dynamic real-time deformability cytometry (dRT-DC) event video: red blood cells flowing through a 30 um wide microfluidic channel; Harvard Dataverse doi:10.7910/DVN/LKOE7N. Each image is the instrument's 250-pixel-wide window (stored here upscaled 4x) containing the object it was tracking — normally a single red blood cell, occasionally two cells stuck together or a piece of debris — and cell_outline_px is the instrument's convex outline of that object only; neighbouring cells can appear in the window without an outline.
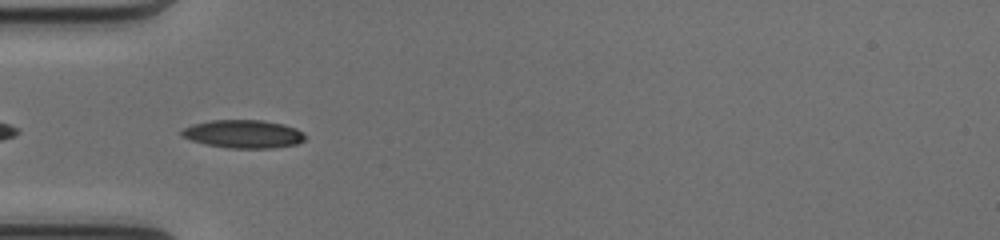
{"species": "common noctule bat (a hibernating species)", "species_latin": "Nyctalus noctula", "temperature_condition": "cold", "stored_images_in_passage": 34, "camera_frame_rate_fps": 3000, "um_per_image_px": 0.085, "animal": {"sex": "female", "body_mass_g": 17.0, "forearm_length_mm": 48.0}, "frame": {"image": 1, "passage_image": 2, "time_ms": 0.333, "image_size_px": [1000, 240], "cell_outline_px": [[308, 136], [304, 140], [296, 144], [272, 148], [228, 148], [204, 144], [180, 136], [180, 132], [184, 128], [192, 124], [212, 120], [264, 120], [284, 124], [296, 128], [304, 132]], "centroid_in_image_um": [20.71, 11.38], "position_along_channel_um": 64.3, "area_um2": 20.46}}
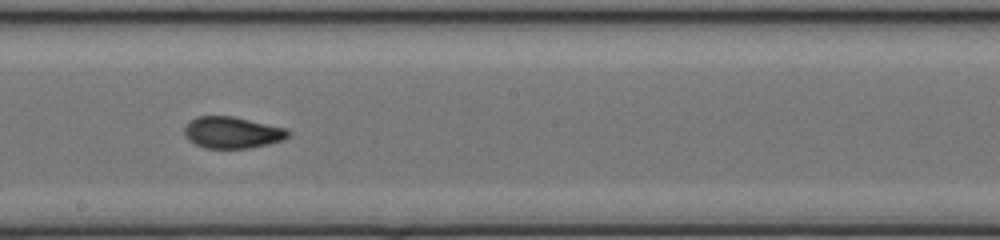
{"frame": {"image": 2, "passage_image": 14, "time_ms": 4.333, "image_size_px": [1000, 240], "cell_outline_px": [[288, 136], [284, 140], [268, 144], [248, 148], [204, 148], [188, 140], [184, 132], [184, 128], [188, 120], [196, 116], [232, 116], [288, 128]], "centroid_in_image_um": [19.72, 11.25], "position_along_channel_um": 228.5, "area_um2": 19.19}}
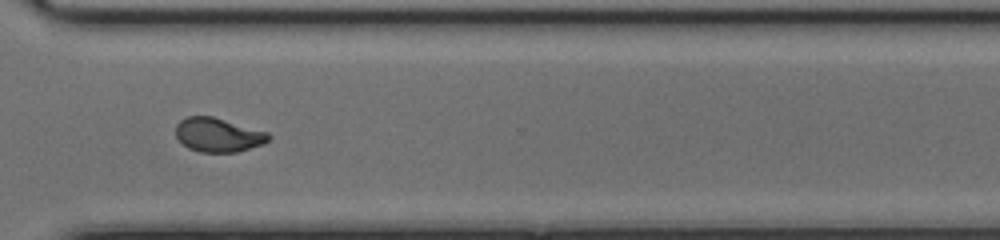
{"frame": {"image": 3, "passage_image": 23, "time_ms": 7.333, "image_size_px": [1000, 240], "cell_outline_px": [[272, 136], [264, 144], [236, 152], [200, 152], [188, 148], [176, 136], [176, 124], [180, 120], [188, 116], [212, 116], [268, 132]], "centroid_in_image_um": [18.55, 11.46], "position_along_channel_um": 352.0, "area_um2": 18.38}, "authors_computed_cell_mechanics": {"area_um2": 18.6405, "velocity_mm_per_s": 4.1242, "shape_relaxation_time_tau1_ms": 3.2856, "shape_relaxation_time_tau2_ms": 1.6033, "deformation_change_tau1": 0.1764, "deformation_change_tau2": 0.0763}}